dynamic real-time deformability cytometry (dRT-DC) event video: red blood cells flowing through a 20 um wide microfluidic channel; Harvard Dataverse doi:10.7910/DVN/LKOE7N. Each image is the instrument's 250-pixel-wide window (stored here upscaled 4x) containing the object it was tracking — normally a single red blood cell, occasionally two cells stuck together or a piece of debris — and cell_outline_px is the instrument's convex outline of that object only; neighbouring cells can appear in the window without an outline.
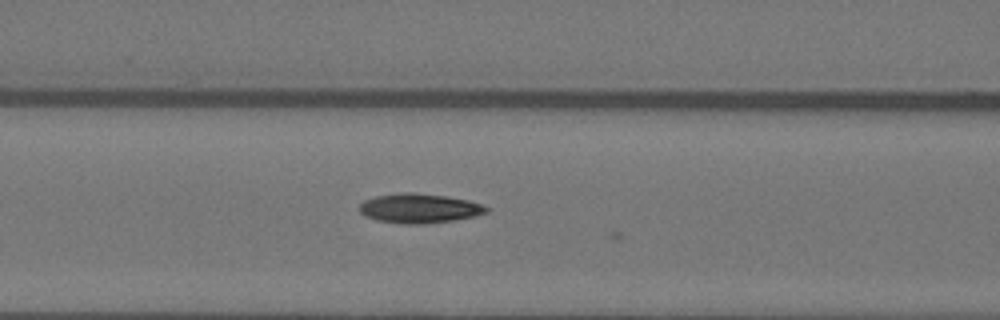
{"species": "Egyptian fruit bat (a non-hibernating species)", "species_latin": "Rousettus aegyptiacus", "temperature_condition": "warm", "stored_images_in_passage": 8, "camera_frame_rate_fps": 3000, "um_per_image_px": 0.085, "animal": {"sex": "female"}, "frame": {"image": 1, "passage_image": 5, "time_ms": 1.333, "image_size_px": [1000, 320], "cell_outline_px": [[492, 208], [488, 212], [476, 216], [456, 220], [424, 224], [404, 224], [376, 220], [364, 216], [360, 212], [360, 204], [364, 200], [376, 196], [400, 192], [412, 192], [444, 196], [468, 200]], "centroid_in_image_um": [35.65, 17.71], "position_along_channel_um": 130.9, "area_um2": 21.96}}